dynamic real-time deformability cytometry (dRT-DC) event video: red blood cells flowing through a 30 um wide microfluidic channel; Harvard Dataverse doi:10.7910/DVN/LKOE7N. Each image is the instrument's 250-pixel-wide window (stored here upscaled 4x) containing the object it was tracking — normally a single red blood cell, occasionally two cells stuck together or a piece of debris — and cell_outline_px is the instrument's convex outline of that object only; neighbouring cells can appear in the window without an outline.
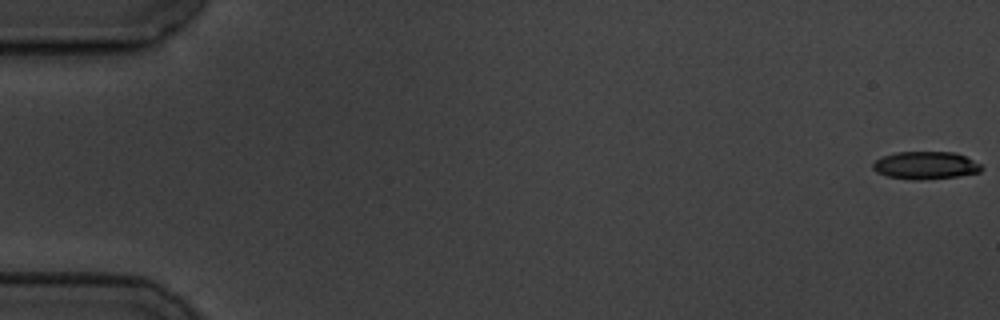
{"species": "common noctule bat (a hibernating species)", "species_latin": "Nyctalus noctula", "temperature_condition": "cold", "stored_images_in_passage": 59, "camera_frame_rate_fps": 3000, "um_per_image_px": 0.085, "animal": {"sex": "male", "body_mass_g": 19.5, "forearm_length_mm": 54.6}, "frame": {"image": 1, "passage_image": 1, "time_ms": 0.0, "image_size_px": [1000, 320], "cell_outline_px": [[984, 168], [980, 172], [960, 176], [920, 180], [912, 180], [888, 176], [876, 172], [872, 168], [872, 164], [876, 160], [884, 156], [896, 152], [956, 152], [980, 164]], "centroid_in_image_um": [78.68, 14.06], "position_along_channel_um": 6.3, "area_um2": 17.51}}
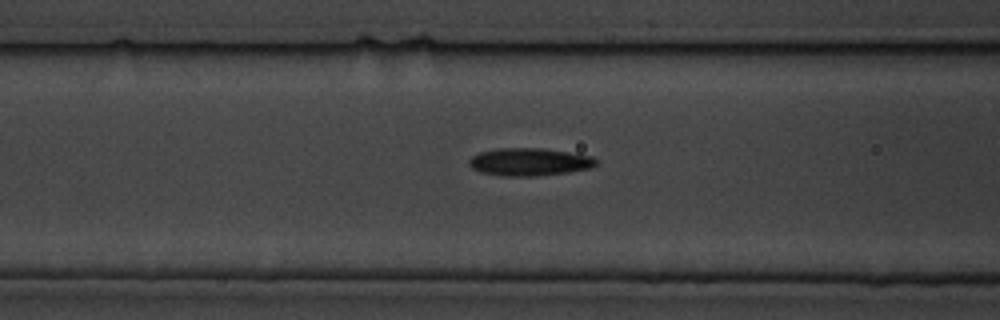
{"frame": {"image": 2, "passage_image": 24, "time_ms": 7.667, "image_size_px": [1000, 320], "cell_outline_px": [[596, 164], [592, 168], [568, 172], [536, 176], [500, 176], [480, 172], [472, 168], [468, 164], [468, 160], [472, 156], [480, 152], [496, 148], [544, 148], [592, 156], [596, 160]], "centroid_in_image_um": [44.97, 13.76], "position_along_channel_um": 121.6, "area_um2": 20.63}}
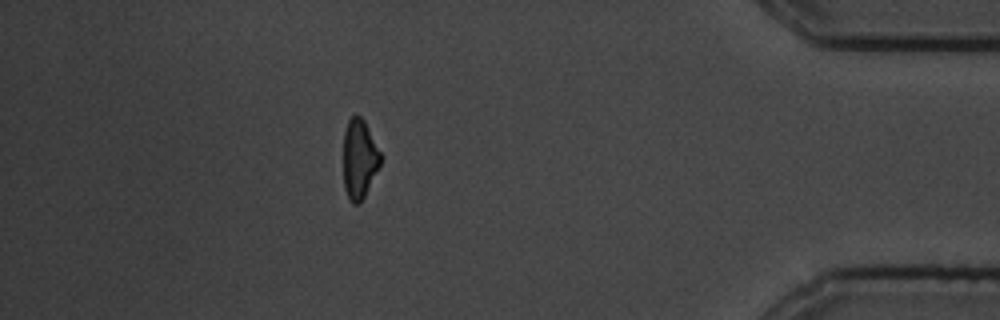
{"frame": {"image": 3, "passage_image": 52, "time_ms": 17.0, "image_size_px": [1000, 320], "cell_outline_px": [[380, 164], [360, 204], [352, 204], [344, 188], [344, 132], [348, 120], [352, 116], [360, 116], [364, 120], [380, 152]], "centroid_in_image_um": [30.53, 13.52], "position_along_channel_um": 404.7, "area_um2": 16.82}, "authors_computed_cell_mechanics": {"area_um2": 18.496, "velocity_mm_per_s": 3.4907, "shape_relaxation_time_tau1_ms": 2.3476, "shape_relaxation_time_tau2_ms": 9.4959, "deformation_change_tau1": 0.1117, "deformation_change_tau2": 0.1681}}